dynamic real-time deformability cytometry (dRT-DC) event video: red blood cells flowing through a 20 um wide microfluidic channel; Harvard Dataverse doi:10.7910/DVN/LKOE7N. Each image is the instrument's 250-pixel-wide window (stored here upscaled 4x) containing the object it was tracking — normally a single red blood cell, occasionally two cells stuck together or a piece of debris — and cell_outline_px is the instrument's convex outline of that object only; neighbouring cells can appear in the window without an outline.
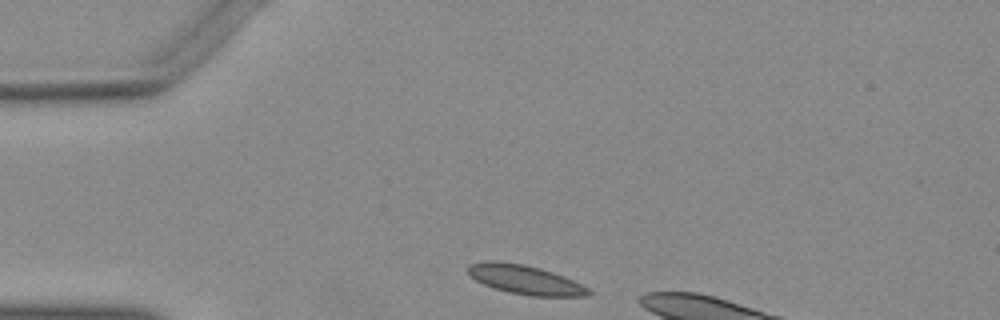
{"species": "Egyptian fruit bat (a non-hibernating species)", "species_latin": "Rousettus aegyptiacus", "temperature_condition": "warm", "stored_images_in_passage": 9, "camera_frame_rate_fps": 3000, "um_per_image_px": 0.085, "animal": {"sex": "female"}, "frame": {"image": 1, "passage_image": 1, "time_ms": 0.0, "image_size_px": [1000, 320], "cell_outline_px": [[592, 292], [584, 296], [528, 296], [508, 292], [492, 288], [476, 280], [468, 272], [468, 264], [488, 260], [500, 260], [524, 264], [540, 268], [552, 272], [572, 280], [588, 288]], "centroid_in_image_um": [44.59, 23.76], "position_along_channel_um": 40.4, "area_um2": 20.46}}
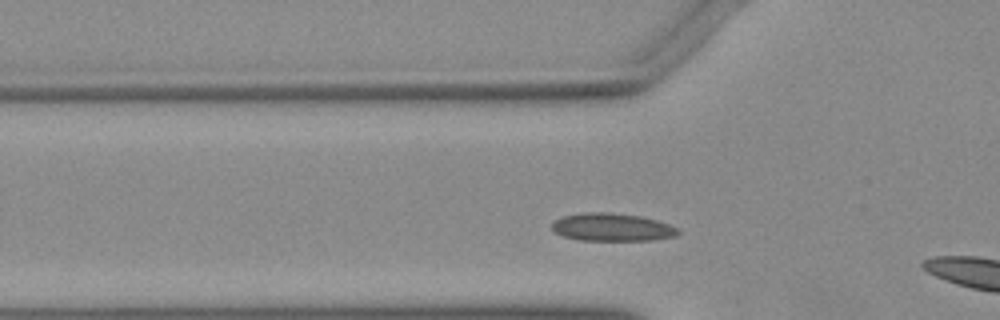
{"frame": {"image": 2, "passage_image": 6, "time_ms": 1.667, "image_size_px": [1000, 320], "cell_outline_px": [[680, 232], [676, 236], [656, 240], [580, 240], [564, 236], [556, 232], [552, 228], [552, 224], [556, 220], [564, 216], [580, 212], [608, 212], [640, 216], [656, 220], [680, 228]], "centroid_in_image_um": [52.07, 19.31], "position_along_channel_um": 73.7, "area_um2": 20.46}}